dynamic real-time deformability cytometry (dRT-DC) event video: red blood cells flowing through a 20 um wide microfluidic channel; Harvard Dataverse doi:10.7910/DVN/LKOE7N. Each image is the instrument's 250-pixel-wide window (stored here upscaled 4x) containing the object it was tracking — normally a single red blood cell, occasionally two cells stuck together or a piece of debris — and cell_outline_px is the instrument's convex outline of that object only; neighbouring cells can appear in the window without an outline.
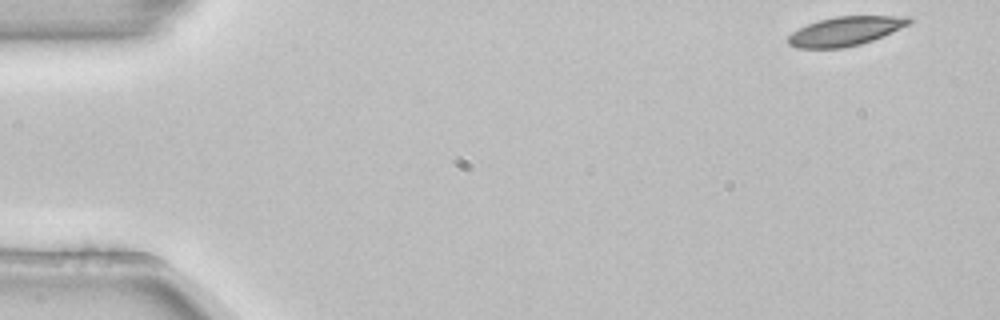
{"species": "common noctule bat (a hibernating species)", "species_latin": "Nyctalus noctula", "temperature_condition": "room temperature", "stored_images_in_passage": 51, "camera_frame_rate_fps": 3000, "um_per_image_px": 0.085, "animal": {"sex": "female", "body_mass_g": 22.7, "forearm_length_mm": 54.2}, "frame": {"image": 1, "passage_image": 1, "time_ms": 0.0, "image_size_px": [1000, 320], "cell_outline_px": [[912, 20], [908, 24], [900, 28], [872, 40], [860, 44], [844, 48], [796, 48], [788, 44], [788, 36], [792, 32], [808, 24], [820, 20], [836, 16], [908, 16]], "centroid_in_image_um": [71.82, 2.65], "position_along_channel_um": 13.2, "area_um2": 20.23}}
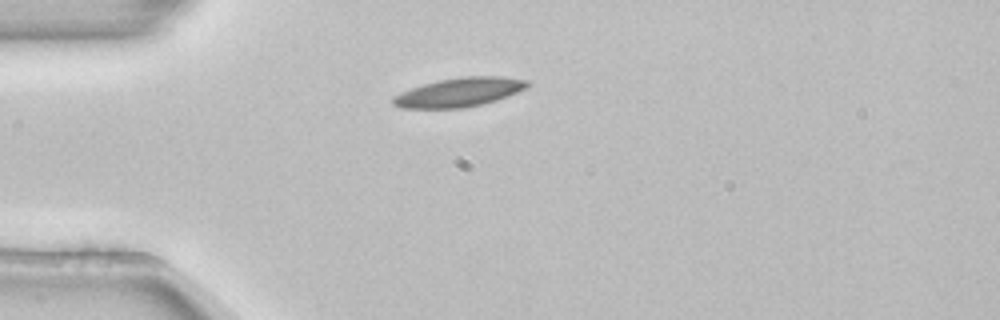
{"frame": {"image": 2, "passage_image": 12, "time_ms": 3.667, "image_size_px": [1000, 320], "cell_outline_px": [[532, 84], [508, 96], [496, 100], [480, 104], [460, 108], [400, 108], [392, 104], [392, 96], [400, 92], [436, 80], [464, 76], [500, 76], [528, 80]], "centroid_in_image_um": [39.01, 7.83], "position_along_channel_um": 46.0, "area_um2": 22.66}}
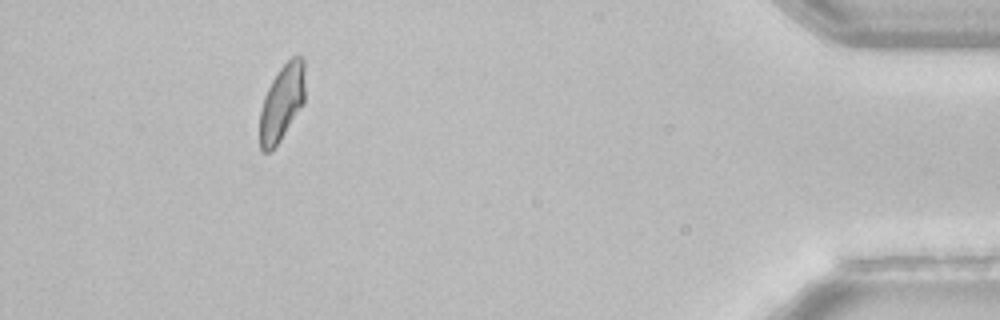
{"frame": {"image": 3, "passage_image": 47, "time_ms": 15.333, "image_size_px": [1000, 320], "cell_outline_px": [[304, 104], [280, 140], [268, 152], [264, 152], [260, 148], [260, 112], [264, 96], [272, 80], [280, 68], [292, 56], [300, 56], [304, 60]], "centroid_in_image_um": [23.96, 8.71], "position_along_channel_um": 411.2, "area_um2": 19.88}, "authors_computed_cell_mechanics": {"area_um2": 21.0392, "velocity_mm_per_s": 3.8199, "shape_relaxation_time_tau1_ms": 5.5759, "shape_relaxation_time_tau2_ms": null, "deformation_change_tau1": 0.1583, "deformation_change_tau2": null}}